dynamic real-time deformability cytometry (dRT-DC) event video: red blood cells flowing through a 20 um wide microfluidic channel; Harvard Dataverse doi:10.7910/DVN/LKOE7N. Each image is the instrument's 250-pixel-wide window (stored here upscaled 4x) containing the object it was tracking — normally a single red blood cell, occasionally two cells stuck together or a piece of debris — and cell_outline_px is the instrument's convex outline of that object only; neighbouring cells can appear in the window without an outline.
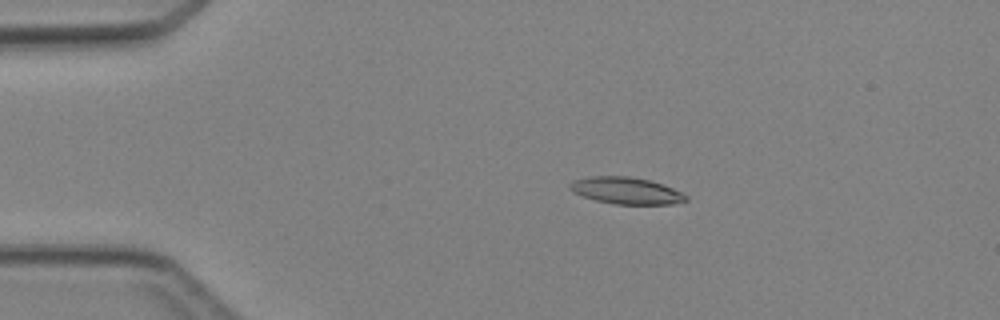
{"species": "Egyptian fruit bat (a non-hibernating species)", "species_latin": "Rousettus aegyptiacus", "temperature_condition": "cold", "stored_images_in_passage": 4, "camera_frame_rate_fps": 3000, "um_per_image_px": 0.085, "animal": {"sex": "female"}, "frame": {"image": 1, "passage_image": 3, "time_ms": 2.333, "image_size_px": [1000, 320], "cell_outline_px": [[688, 200], [672, 204], [616, 204], [596, 200], [572, 192], [568, 188], [568, 184], [572, 180], [588, 176], [628, 176], [648, 180], [672, 188], [688, 196]], "centroid_in_image_um": [53.17, 16.2], "position_along_channel_um": 31.8, "area_um2": 18.03}}